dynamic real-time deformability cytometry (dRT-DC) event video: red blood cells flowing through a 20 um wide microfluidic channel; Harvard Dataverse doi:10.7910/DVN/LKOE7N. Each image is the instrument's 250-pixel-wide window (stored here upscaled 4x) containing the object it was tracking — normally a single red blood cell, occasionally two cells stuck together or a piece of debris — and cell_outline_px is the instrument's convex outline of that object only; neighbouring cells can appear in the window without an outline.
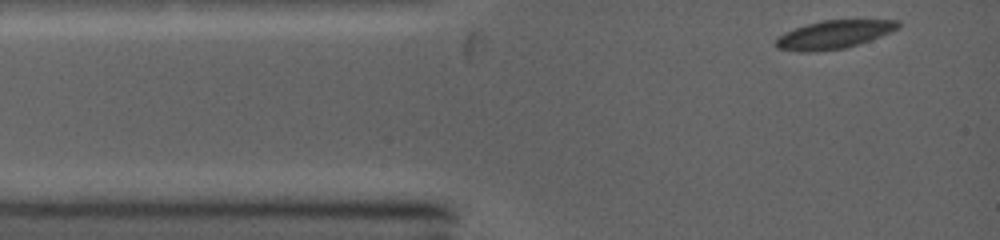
{"species": "common noctule bat (a hibernating species)", "species_latin": "Nyctalus noctula", "temperature_condition": "warm", "stored_images_in_passage": 34, "camera_frame_rate_fps": 5000, "um_per_image_px": 0.085, "animal": {"sex": "female", "body_mass_g": 19.0, "forearm_length_mm": 53.3}, "frame": {"image": 1, "passage_image": 1, "time_ms": 0.0, "image_size_px": [1000, 240], "cell_outline_px": [[900, 28], [880, 36], [844, 48], [808, 52], [800, 52], [776, 48], [772, 44], [776, 36], [784, 32], [808, 24], [824, 20], [900, 20]], "centroid_in_image_um": [70.81, 2.94], "position_along_channel_um": 14.2, "area_um2": 20.06}}
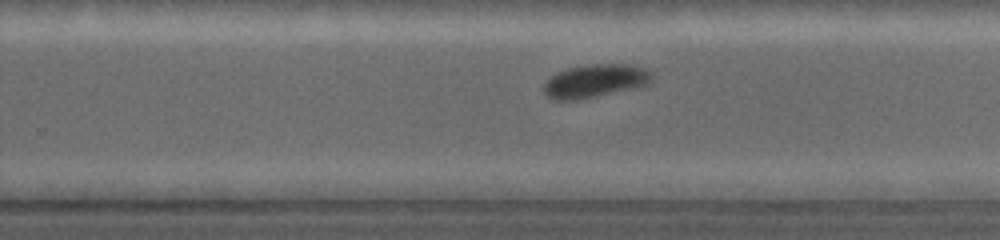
{"frame": {"image": 2, "passage_image": 24, "time_ms": 7.2, "image_size_px": [1000, 240], "cell_outline_px": [[652, 76], [648, 84], [632, 88], [572, 100], [552, 100], [544, 92], [544, 84], [552, 76], [568, 68], [588, 64], [628, 64], [644, 68]], "centroid_in_image_um": [50.55, 6.86], "position_along_channel_um": 279.2, "area_um2": 20.23}}
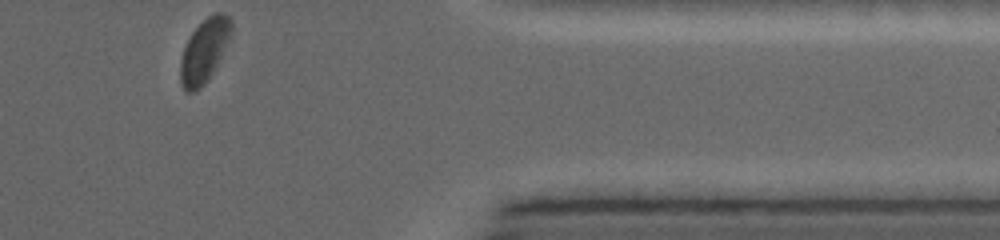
{"frame": {"image": 3, "passage_image": 34, "time_ms": 10.4, "image_size_px": [1000, 240], "cell_outline_px": [[232, 32], [212, 72], [204, 84], [200, 88], [192, 92], [188, 92], [184, 88], [180, 80], [180, 60], [184, 48], [192, 32], [208, 16], [216, 12], [224, 12], [232, 20]], "centroid_in_image_um": [17.36, 4.28], "position_along_channel_um": 394.0, "area_um2": 18.32}, "authors_computed_cell_mechanics": {"area_um2": 20.4901, "velocity_mm_per_s": 4.2073, "shape_relaxation_time_tau1_ms": 3.0635, "shape_relaxation_time_tau2_ms": null, "deformation_change_tau1": 0.123, "deformation_change_tau2": null}}